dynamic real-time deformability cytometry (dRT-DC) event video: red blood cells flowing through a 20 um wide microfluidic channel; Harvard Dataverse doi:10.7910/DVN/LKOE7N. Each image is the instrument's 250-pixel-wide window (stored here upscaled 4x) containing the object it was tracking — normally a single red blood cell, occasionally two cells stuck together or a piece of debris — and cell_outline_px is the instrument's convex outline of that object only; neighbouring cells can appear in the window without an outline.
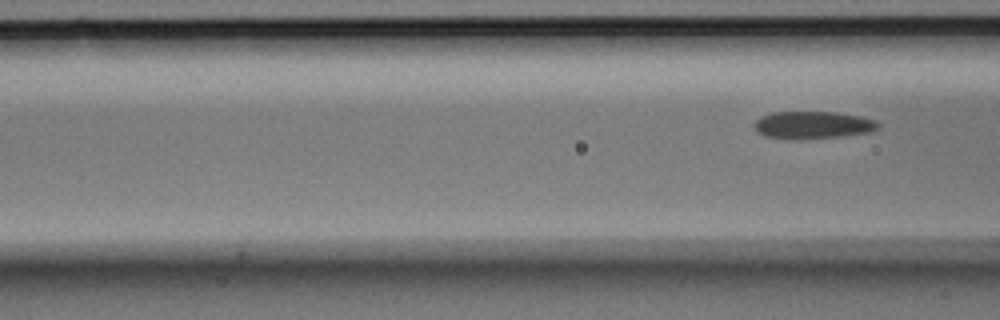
{"species": "Egyptian fruit bat (a non-hibernating species)", "species_latin": "Rousettus aegyptiacus", "temperature_condition": "room temperature", "stored_images_in_passage": 6, "segment_of_instrument_passage": [2, 2], "camera_frame_rate_fps": 3000, "um_per_image_px": 0.085, "animal": {"sex": "male"}, "frame": {"image": 1, "passage_image": 6, "time_ms": 1.667, "image_size_px": [1000, 320], "cell_outline_px": [[880, 128], [868, 132], [840, 136], [800, 140], [792, 140], [764, 136], [756, 132], [752, 124], [760, 116], [772, 112], [836, 112], [860, 116], [876, 120], [880, 124]], "centroid_in_image_um": [69.04, 10.63], "position_along_channel_um": 97.6, "area_um2": 20.17}}